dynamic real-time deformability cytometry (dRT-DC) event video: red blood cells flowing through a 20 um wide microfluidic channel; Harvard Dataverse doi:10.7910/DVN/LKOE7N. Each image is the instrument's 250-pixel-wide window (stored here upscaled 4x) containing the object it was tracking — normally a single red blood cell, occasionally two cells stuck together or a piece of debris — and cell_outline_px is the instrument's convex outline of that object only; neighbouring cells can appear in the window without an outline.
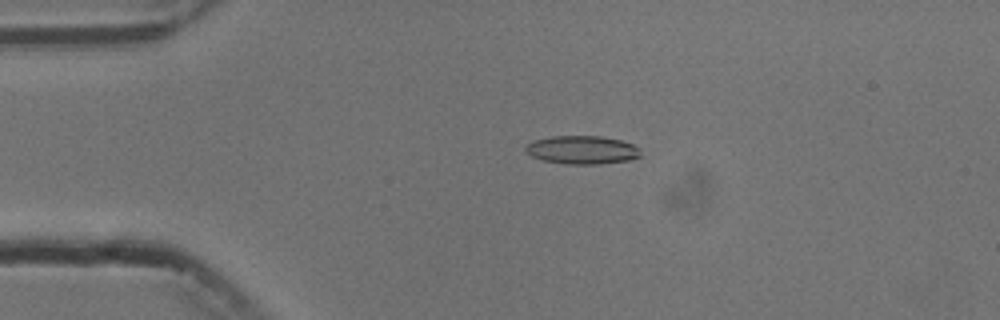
{"species": "common noctule bat (a hibernating species)", "species_latin": "Nyctalus noctula", "temperature_condition": "cold", "stored_images_in_passage": 5, "camera_frame_rate_fps": 3000, "um_per_image_px": 0.085, "animal": {"sex": "male", "body_mass_g": 13.3}, "frame": {"image": 1, "passage_image": 4, "time_ms": 3.667, "image_size_px": [1000, 320], "cell_outline_px": [[640, 156], [628, 160], [600, 164], [564, 164], [544, 160], [532, 156], [524, 148], [532, 140], [552, 136], [600, 136], [620, 140], [632, 144], [640, 148]], "centroid_in_image_um": [49.48, 12.74], "position_along_channel_um": 35.5, "area_um2": 18.9}}